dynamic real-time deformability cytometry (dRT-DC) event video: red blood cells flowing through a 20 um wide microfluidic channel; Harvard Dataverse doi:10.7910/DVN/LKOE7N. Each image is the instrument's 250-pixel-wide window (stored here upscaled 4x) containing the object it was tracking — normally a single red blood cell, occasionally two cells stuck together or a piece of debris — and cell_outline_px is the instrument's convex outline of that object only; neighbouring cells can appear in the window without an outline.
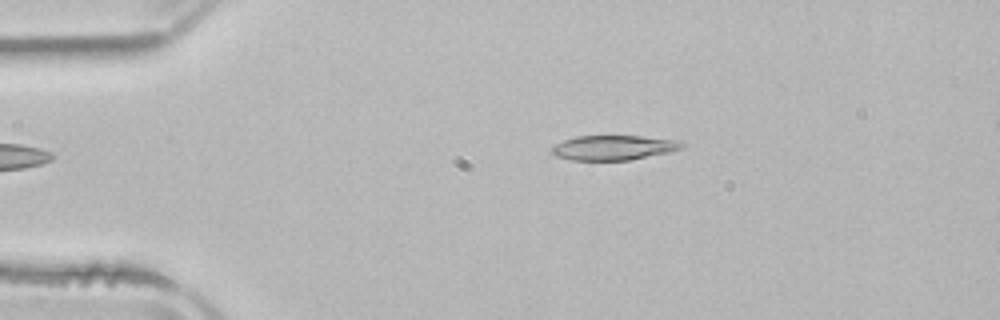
{"species": "common noctule bat (a hibernating species)", "species_latin": "Nyctalus noctula", "temperature_condition": "room temperature", "stored_images_in_passage": 3, "camera_frame_rate_fps": 3000, "um_per_image_px": 0.085, "animal": {"sex": "male", "body_mass_g": 21.5, "forearm_length_mm": 52.0}, "frame": {"image": 1, "passage_image": 3, "time_ms": 3.0, "image_size_px": [1000, 320], "cell_outline_px": [[684, 148], [672, 152], [628, 160], [572, 160], [556, 156], [552, 152], [552, 148], [556, 144], [564, 140], [576, 136], [640, 136], [680, 140], [684, 144]], "centroid_in_image_um": [52.21, 12.55], "position_along_channel_um": 32.8, "area_um2": 18.79}}